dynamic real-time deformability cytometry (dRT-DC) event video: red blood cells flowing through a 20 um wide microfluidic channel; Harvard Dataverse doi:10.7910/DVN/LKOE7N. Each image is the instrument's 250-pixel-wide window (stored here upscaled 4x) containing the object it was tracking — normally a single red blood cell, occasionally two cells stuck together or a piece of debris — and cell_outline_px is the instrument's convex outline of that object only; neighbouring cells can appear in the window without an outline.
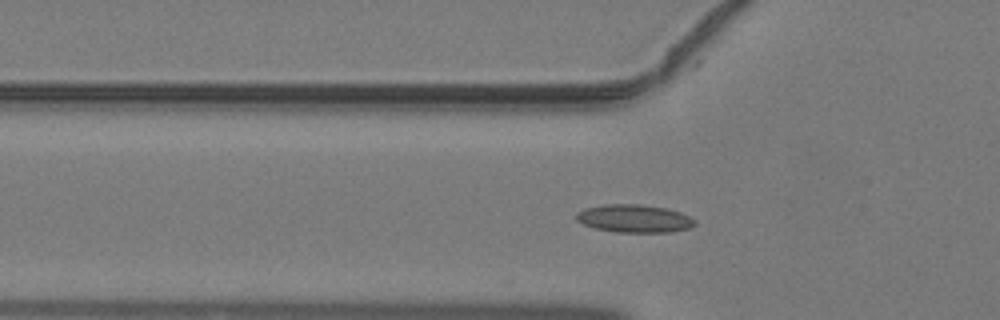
{"species": "common noctule bat (a hibernating species)", "species_latin": "Nyctalus noctula", "temperature_condition": "warm", "stored_images_in_passage": 2, "camera_frame_rate_fps": 3000, "um_per_image_px": 0.085, "animal": {"sex": "male", "body_mass_g": 19.2, "forearm_length_mm": 51.8}, "frame": {"image": 1, "passage_image": 2, "time_ms": 0.333, "image_size_px": [1000, 320], "cell_outline_px": [[696, 224], [688, 228], [672, 232], [616, 232], [596, 228], [584, 224], [576, 220], [576, 212], [584, 208], [604, 204], [640, 204], [668, 208], [680, 212], [696, 220]], "centroid_in_image_um": [53.91, 18.56], "position_along_channel_um": 71.9, "area_um2": 19.36}}